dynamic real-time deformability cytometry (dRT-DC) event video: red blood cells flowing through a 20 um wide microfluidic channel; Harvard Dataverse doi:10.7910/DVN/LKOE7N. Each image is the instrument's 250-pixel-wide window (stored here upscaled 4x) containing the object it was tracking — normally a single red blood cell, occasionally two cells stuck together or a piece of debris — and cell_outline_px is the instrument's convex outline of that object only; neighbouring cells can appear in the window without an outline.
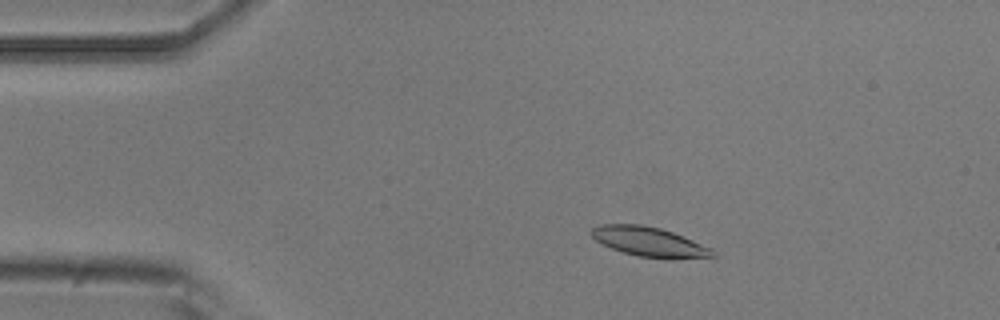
{"species": "common noctule bat (a hibernating species)", "species_latin": "Nyctalus noctula", "temperature_condition": "room temperature", "stored_images_in_passage": 51, "camera_frame_rate_fps": 3000, "um_per_image_px": 0.085, "animal": {"sex": "male", "body_mass_g": 20.5, "forearm_length_mm": 52.5}, "frame": {"image": 1, "passage_image": 9, "time_ms": 2.667, "image_size_px": [1000, 320], "cell_outline_px": [[716, 256], [672, 260], [636, 256], [600, 244], [592, 236], [592, 228], [600, 224], [640, 224], [660, 228], [672, 232], [712, 248], [716, 252]], "centroid_in_image_um": [55.22, 20.57], "position_along_channel_um": 29.8, "area_um2": 21.04}}
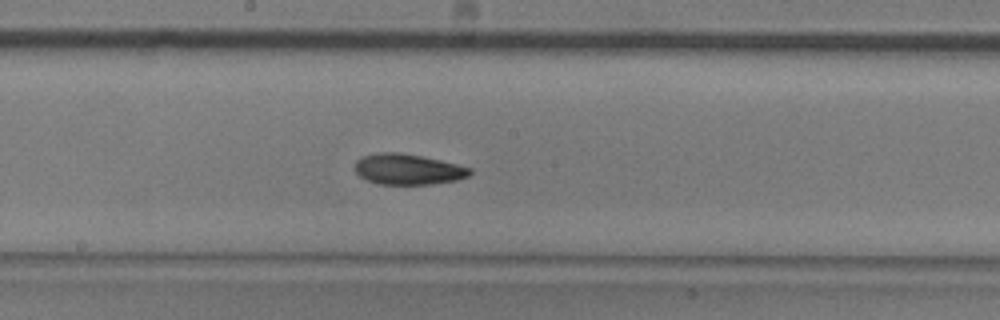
{"frame": {"image": 2, "passage_image": 27, "time_ms": 8.667, "image_size_px": [1000, 320], "cell_outline_px": [[472, 172], [468, 176], [456, 180], [432, 184], [380, 184], [368, 180], [360, 176], [356, 172], [356, 160], [360, 156], [380, 152], [400, 152], [440, 160], [472, 168]], "centroid_in_image_um": [34.67, 14.38], "position_along_channel_um": 213.5, "area_um2": 20.46}}
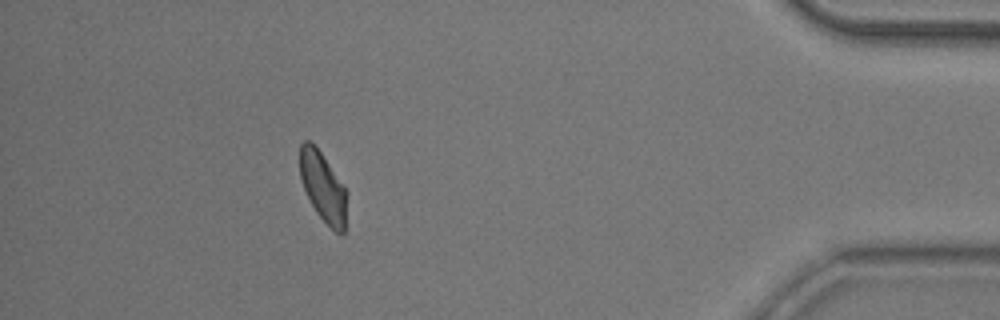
{"frame": {"image": 3, "passage_image": 46, "time_ms": 15.0, "image_size_px": [1000, 320], "cell_outline_px": [[348, 192], [344, 232], [340, 236], [316, 212], [304, 188], [300, 176], [300, 144], [304, 140], [308, 140], [320, 152]], "centroid_in_image_um": [27.47, 15.92], "position_along_channel_um": 407.7, "area_um2": 18.73}, "authors_computed_cell_mechanics": {"area_um2": 20.4612, "velocity_mm_per_s": 3.9083, "shape_relaxation_time_tau1_ms": 3.2733, "shape_relaxation_time_tau2_ms": 3.365, "deformation_change_tau1": 0.1039, "deformation_change_tau2": 0.0881}}